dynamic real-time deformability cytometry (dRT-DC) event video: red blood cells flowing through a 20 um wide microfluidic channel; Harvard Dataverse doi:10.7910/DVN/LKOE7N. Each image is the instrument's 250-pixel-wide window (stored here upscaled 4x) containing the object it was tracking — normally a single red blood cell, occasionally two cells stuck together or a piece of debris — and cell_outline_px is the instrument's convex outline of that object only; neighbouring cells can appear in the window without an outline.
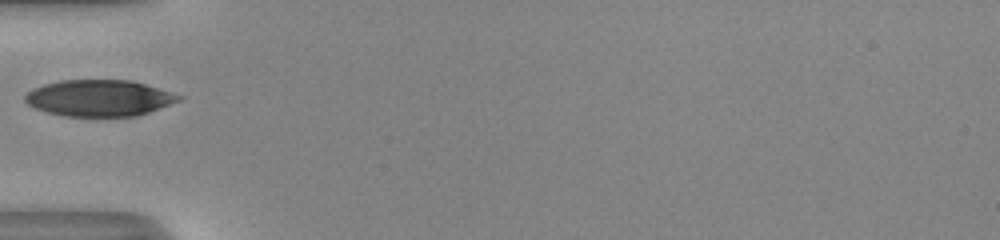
{"species": "human", "species_latin": "Homo sapiens", "temperature_condition": "room temperature", "stored_images_in_passage": 20, "camera_frame_rate_fps": 3000, "um_per_image_px": 0.085, "donor": {"sex": "male"}, "frame": {"image": 1, "passage_image": 1, "time_ms": 0.0, "image_size_px": [1000, 240], "cell_outline_px": [[184, 96], [180, 100], [148, 112], [136, 116], [64, 116], [48, 112], [36, 108], [28, 104], [24, 100], [24, 96], [32, 88], [44, 84], [60, 80], [132, 80], [172, 92]], "centroid_in_image_um": [8.42, 8.32], "position_along_channel_um": 76.6, "area_um2": 32.48}}
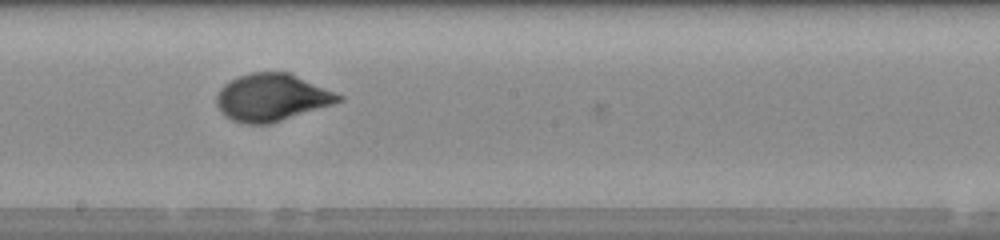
{"frame": {"image": 2, "passage_image": 12, "time_ms": 3.667, "image_size_px": [1000, 240], "cell_outline_px": [[344, 100], [332, 104], [268, 124], [244, 124], [232, 120], [224, 116], [220, 112], [216, 104], [216, 96], [220, 88], [224, 84], [240, 76], [252, 72], [288, 72], [344, 96]], "centroid_in_image_um": [23.06, 8.29], "position_along_channel_um": 225.1, "area_um2": 33.35}}
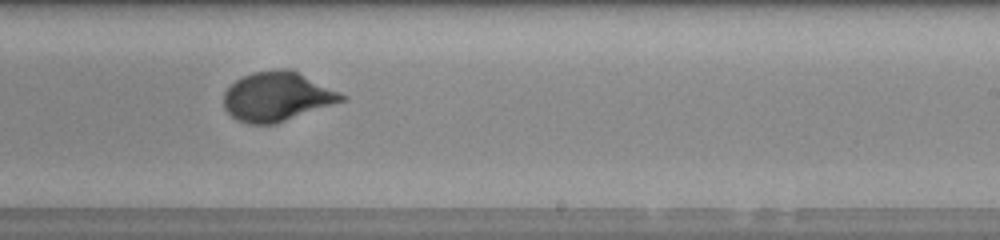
{"frame": {"image": 3, "passage_image": 15, "time_ms": 4.667, "image_size_px": [1000, 240], "cell_outline_px": [[348, 100], [276, 124], [248, 124], [236, 120], [224, 108], [224, 92], [236, 80], [252, 72], [276, 68], [292, 68], [348, 96]], "centroid_in_image_um": [23.6, 8.2], "position_along_channel_um": 265.4, "area_um2": 34.39}}